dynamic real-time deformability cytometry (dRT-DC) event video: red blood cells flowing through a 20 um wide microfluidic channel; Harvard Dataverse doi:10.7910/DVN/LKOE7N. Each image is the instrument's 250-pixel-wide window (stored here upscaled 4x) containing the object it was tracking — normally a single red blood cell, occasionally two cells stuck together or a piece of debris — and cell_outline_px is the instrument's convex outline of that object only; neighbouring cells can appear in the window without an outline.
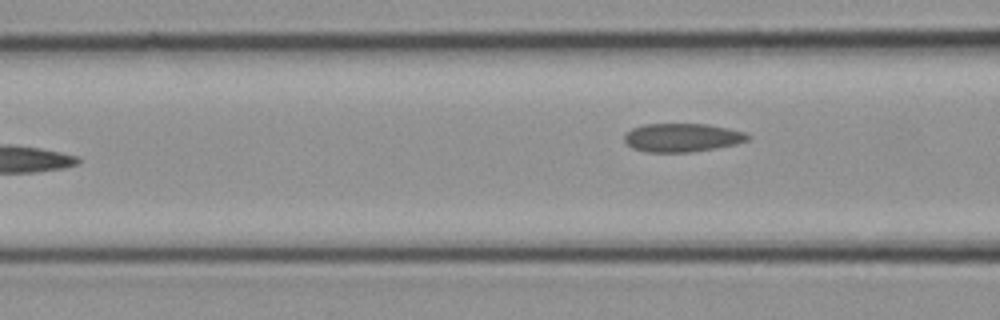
{"species": "common noctule bat (a hibernating species)", "species_latin": "Nyctalus noctula", "temperature_condition": "cold", "stored_images_in_passage": 11, "segment_of_instrument_passage": [2, 2], "camera_frame_rate_fps": 3000, "um_per_image_px": 0.085, "animal": {"sex": "female", "body_mass_g": 21.9}, "frame": {"image": 1, "passage_image": 11, "time_ms": 3.333, "image_size_px": [1000, 320], "cell_outline_px": [[752, 136], [748, 140], [736, 144], [716, 148], [692, 152], [644, 152], [632, 148], [624, 140], [624, 136], [632, 128], [644, 124], [708, 124], [728, 128], [744, 132]], "centroid_in_image_um": [58.0, 11.7], "position_along_channel_um": 108.6, "area_um2": 20.58}}